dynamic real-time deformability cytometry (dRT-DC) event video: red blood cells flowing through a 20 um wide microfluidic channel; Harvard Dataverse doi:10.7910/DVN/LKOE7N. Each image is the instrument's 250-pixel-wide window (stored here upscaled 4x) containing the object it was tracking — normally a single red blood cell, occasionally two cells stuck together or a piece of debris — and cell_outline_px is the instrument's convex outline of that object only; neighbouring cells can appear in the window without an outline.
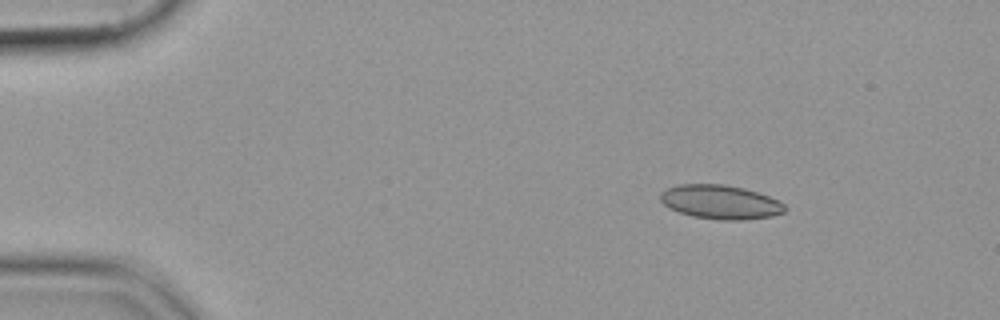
{"species": "common noctule bat (a hibernating species)", "species_latin": "Nyctalus noctula", "temperature_condition": "cold", "stored_images_in_passage": 54, "camera_frame_rate_fps": 3000, "um_per_image_px": 0.085, "animal": {"sex": "female", "body_mass_g": 19.9}, "frame": {"image": 1, "passage_image": 7, "time_ms": 2.0, "image_size_px": [1000, 320], "cell_outline_px": [[788, 208], [784, 212], [772, 216], [744, 220], [720, 220], [692, 216], [668, 208], [660, 200], [660, 192], [676, 184], [724, 184], [744, 188], [780, 200]], "centroid_in_image_um": [61.24, 17.17], "position_along_channel_um": 23.8, "area_um2": 24.85}}
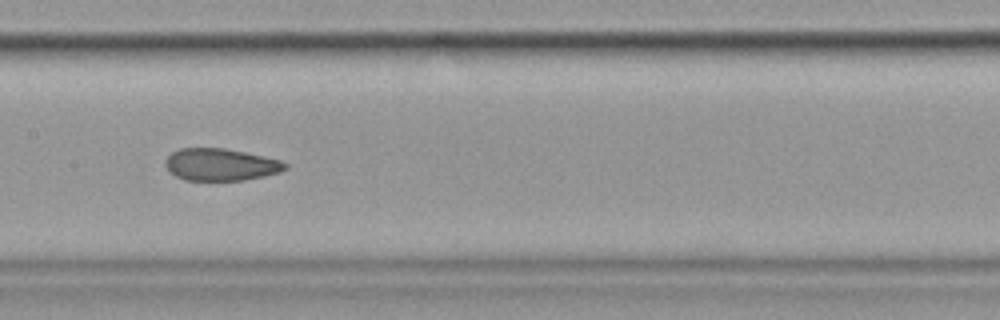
{"frame": {"image": 2, "passage_image": 27, "time_ms": 8.667, "image_size_px": [1000, 320], "cell_outline_px": [[288, 168], [280, 172], [264, 176], [244, 180], [184, 180], [176, 176], [164, 164], [164, 160], [172, 152], [180, 148], [224, 148], [244, 152], [280, 160], [288, 164]], "centroid_in_image_um": [18.76, 13.99], "position_along_channel_um": 188.6, "area_um2": 22.37}}
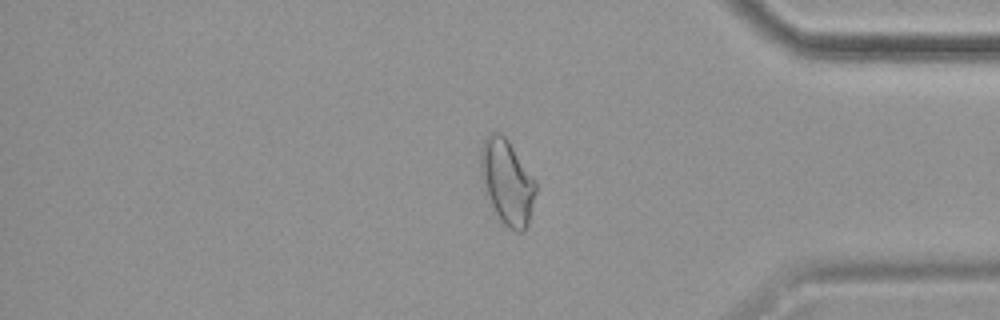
{"frame": {"image": 3, "passage_image": 45, "time_ms": 14.667, "image_size_px": [1000, 320], "cell_outline_px": [[536, 192], [528, 224], [524, 232], [516, 232], [508, 228], [500, 220], [484, 192], [480, 172], [480, 152], [484, 140], [492, 132], [500, 132], [508, 140], [536, 180]], "centroid_in_image_um": [43.1, 15.48], "position_along_channel_um": 392.1, "area_um2": 27.4}}